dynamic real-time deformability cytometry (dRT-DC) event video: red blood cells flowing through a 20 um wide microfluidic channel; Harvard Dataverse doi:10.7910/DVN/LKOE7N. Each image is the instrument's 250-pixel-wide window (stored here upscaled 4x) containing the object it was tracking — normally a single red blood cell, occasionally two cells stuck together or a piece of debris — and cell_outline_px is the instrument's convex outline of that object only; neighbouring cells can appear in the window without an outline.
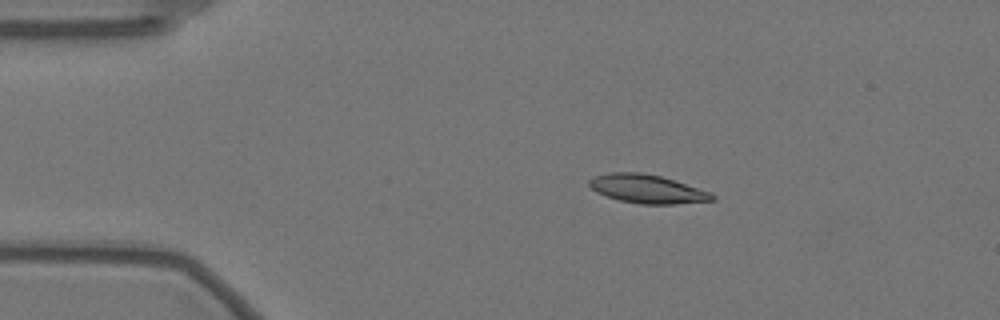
{"species": "Egyptian fruit bat (a non-hibernating species)", "species_latin": "Rousettus aegyptiacus", "temperature_condition": "warm", "stored_images_in_passage": 6, "camera_frame_rate_fps": 3000, "um_per_image_px": 0.085, "animal": {"sex": "female"}, "frame": {"image": 1, "passage_image": 1, "time_ms": 0.0, "image_size_px": [1000, 320], "cell_outline_px": [[716, 200], [676, 204], [640, 204], [620, 200], [596, 192], [588, 184], [588, 180], [596, 176], [608, 172], [640, 172], [660, 176], [712, 192], [716, 196]], "centroid_in_image_um": [55.04, 16.06], "position_along_channel_um": 30.0, "area_um2": 20.46}}